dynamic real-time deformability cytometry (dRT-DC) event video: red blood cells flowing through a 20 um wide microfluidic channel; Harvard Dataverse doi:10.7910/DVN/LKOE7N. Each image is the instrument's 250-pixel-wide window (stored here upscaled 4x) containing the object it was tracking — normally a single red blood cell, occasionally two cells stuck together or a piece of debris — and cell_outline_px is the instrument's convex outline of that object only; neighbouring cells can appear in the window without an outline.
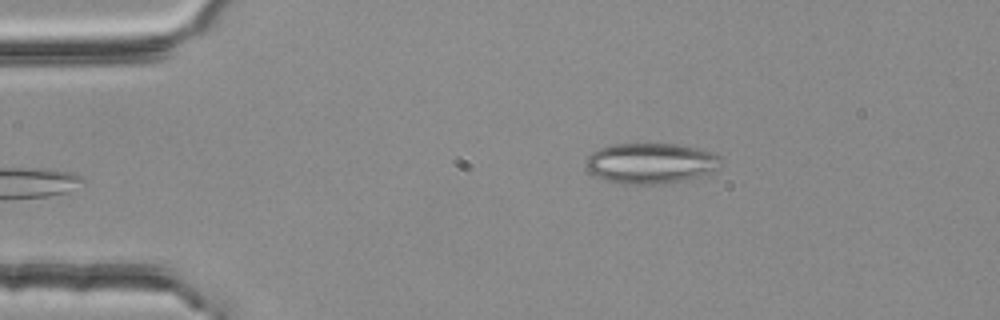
{"species": "common noctule bat (a hibernating species)", "species_latin": "Nyctalus noctula", "temperature_condition": "room temperature", "stored_images_in_passage": 3, "camera_frame_rate_fps": 3000, "um_per_image_px": 0.085, "animal": {"sex": "female", "body_mass_g": 25.1}, "frame": {"image": 1, "passage_image": 3, "time_ms": 0.667, "image_size_px": [1000, 320], "cell_outline_px": [[720, 160], [716, 168], [700, 176], [684, 180], [656, 184], [628, 184], [604, 180], [588, 172], [588, 156], [592, 152], [600, 148], [612, 144], [676, 144], [716, 152], [720, 156]], "centroid_in_image_um": [55.3, 13.87], "position_along_channel_um": 29.7, "area_um2": 31.56}}